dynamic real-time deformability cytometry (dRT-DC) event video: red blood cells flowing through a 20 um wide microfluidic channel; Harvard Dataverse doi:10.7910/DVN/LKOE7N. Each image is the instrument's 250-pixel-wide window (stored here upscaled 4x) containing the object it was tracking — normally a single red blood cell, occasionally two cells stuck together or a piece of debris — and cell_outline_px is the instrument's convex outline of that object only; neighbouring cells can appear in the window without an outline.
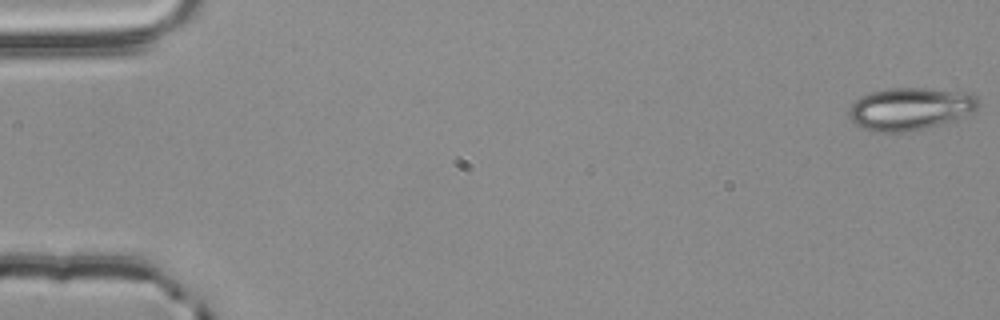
{"species": "common noctule bat (a hibernating species)", "species_latin": "Nyctalus noctula", "temperature_condition": "room temperature", "stored_images_in_passage": 9, "camera_frame_rate_fps": 3000, "um_per_image_px": 0.085, "animal": {"sex": "male", "body_mass_g": 20.4}, "frame": {"image": 1, "passage_image": 1, "time_ms": 0.0, "image_size_px": [1000, 320], "cell_outline_px": [[980, 104], [972, 112], [956, 120], [924, 128], [904, 132], [872, 132], [860, 128], [848, 116], [848, 112], [852, 104], [860, 96], [868, 92], [892, 88], [924, 88], [972, 92], [980, 100]], "centroid_in_image_um": [77.37, 9.24], "position_along_channel_um": 7.6, "area_um2": 32.43}}